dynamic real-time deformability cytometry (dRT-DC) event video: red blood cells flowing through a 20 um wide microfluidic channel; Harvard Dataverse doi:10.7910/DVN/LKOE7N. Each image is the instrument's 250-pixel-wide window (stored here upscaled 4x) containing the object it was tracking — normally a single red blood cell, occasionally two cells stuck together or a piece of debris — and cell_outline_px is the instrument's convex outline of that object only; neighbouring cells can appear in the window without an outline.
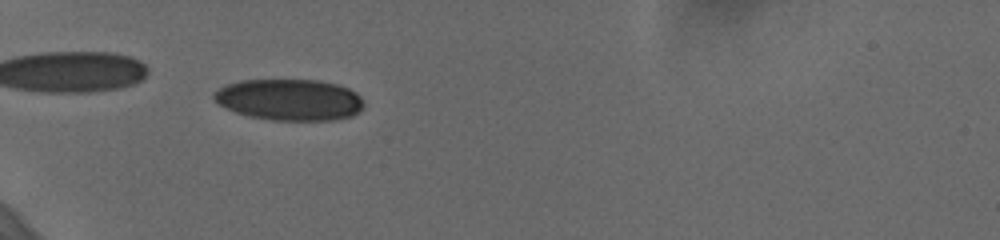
{"species": "human", "species_latin": "Homo sapiens", "temperature_condition": "cold", "stored_images_in_passage": 58, "camera_frame_rate_fps": 3000, "um_per_image_px": 0.085, "donor": {"sex": "female"}, "frame": {"image": 1, "passage_image": 21, "time_ms": 6.667, "image_size_px": [1000, 240], "cell_outline_px": [[360, 104], [352, 112], [340, 116], [268, 116], [244, 112], [224, 104], [216, 96], [224, 88], [236, 84], [260, 80], [300, 80], [328, 84], [344, 88], [352, 92], [360, 100]], "centroid_in_image_um": [24.61, 8.37], "position_along_channel_um": 60.4, "area_um2": 30.23}}
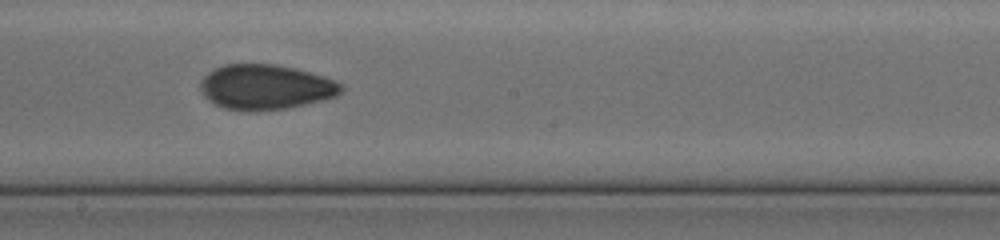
{"frame": {"image": 2, "passage_image": 36, "time_ms": 11.667, "image_size_px": [1000, 240], "cell_outline_px": [[336, 92], [324, 96], [288, 104], [260, 108], [240, 108], [224, 104], [216, 100], [212, 96], [208, 88], [208, 80], [216, 72], [224, 68], [280, 68], [312, 76], [336, 84]], "centroid_in_image_um": [22.58, 7.41], "position_along_channel_um": 225.6, "area_um2": 28.38}}
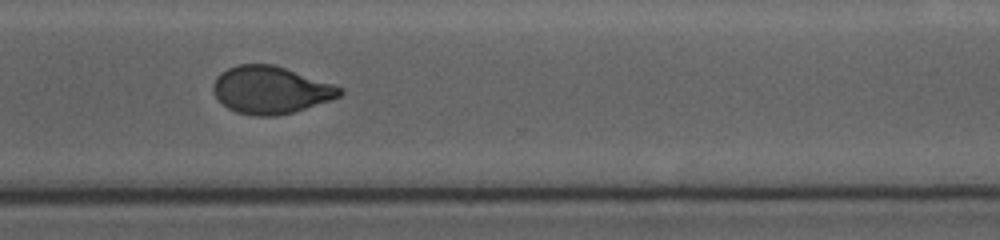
{"frame": {"image": 3, "passage_image": 46, "time_ms": 15.0, "image_size_px": [1000, 240], "cell_outline_px": [[340, 92], [336, 96], [288, 112], [244, 112], [232, 108], [224, 104], [220, 100], [216, 92], [216, 80], [224, 72], [232, 68], [244, 64], [264, 64], [280, 68], [340, 88]], "centroid_in_image_um": [22.94, 7.59], "position_along_channel_um": 347.7, "area_um2": 30.92}, "authors_computed_cell_mechanics": {"area_um2": 29.1023, "velocity_mm_per_s": 3.6776, "shape_relaxation_time_tau1_ms": null, "shape_relaxation_time_tau2_ms": 1.2208, "deformation_change_tau1": null, "deformation_change_tau2": 0.068}}